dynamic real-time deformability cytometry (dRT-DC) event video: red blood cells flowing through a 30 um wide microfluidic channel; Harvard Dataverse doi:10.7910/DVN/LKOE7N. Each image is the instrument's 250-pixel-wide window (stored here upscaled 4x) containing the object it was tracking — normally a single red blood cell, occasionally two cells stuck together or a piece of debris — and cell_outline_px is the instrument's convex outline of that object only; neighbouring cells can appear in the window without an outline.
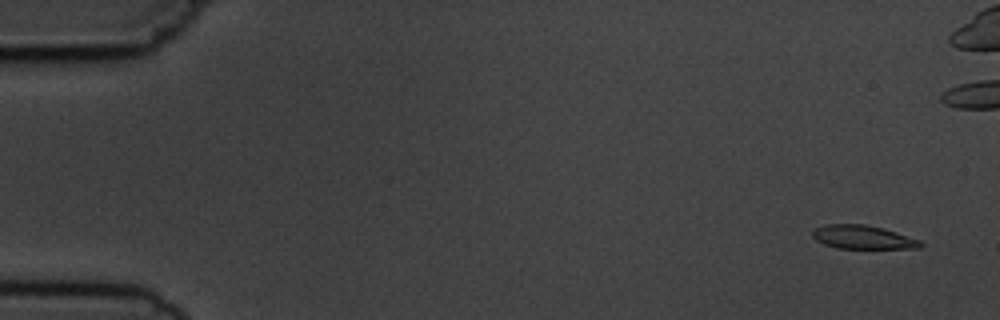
{"species": "common noctule bat (a hibernating species)", "species_latin": "Nyctalus noctula", "temperature_condition": "cold", "stored_images_in_passage": 6, "camera_frame_rate_fps": 3000, "um_per_image_px": 0.085, "animal": {"sex": "male", "body_mass_g": 19.5, "forearm_length_mm": 54.6}, "frame": {"image": 1, "passage_image": 1, "time_ms": 0.0, "image_size_px": [1000, 320], "cell_outline_px": [[924, 244], [920, 248], [836, 248], [824, 244], [816, 240], [812, 236], [812, 232], [816, 228], [824, 224], [864, 224], [884, 228], [920, 240]], "centroid_in_image_um": [73.34, 20.15], "position_along_channel_um": 11.7, "area_um2": 14.85}}